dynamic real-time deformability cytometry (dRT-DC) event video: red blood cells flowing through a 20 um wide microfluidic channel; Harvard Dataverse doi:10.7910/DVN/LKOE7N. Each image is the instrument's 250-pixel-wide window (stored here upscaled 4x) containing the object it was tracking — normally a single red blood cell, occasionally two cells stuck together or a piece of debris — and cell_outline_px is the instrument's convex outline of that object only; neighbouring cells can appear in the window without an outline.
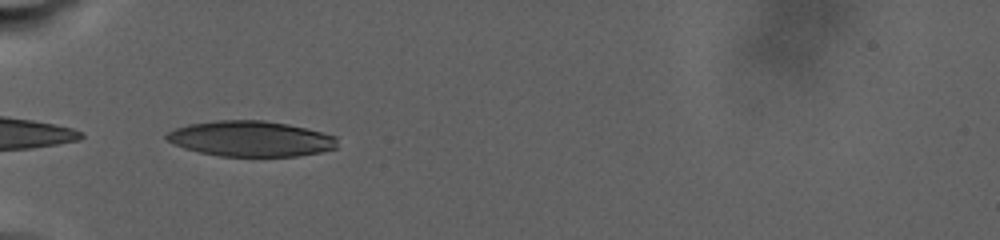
{"species": "human", "species_latin": "Homo sapiens", "temperature_condition": "warm", "stored_images_in_passage": 49, "camera_frame_rate_fps": 3000, "um_per_image_px": 0.085, "donor": {"sex": "male"}, "frame": {"image": 1, "passage_image": 1, "time_ms": 0.0, "image_size_px": [1000, 240], "cell_outline_px": [[336, 148], [320, 152], [296, 156], [220, 156], [200, 152], [184, 148], [168, 140], [164, 136], [168, 132], [176, 128], [188, 124], [216, 120], [264, 120], [288, 124], [336, 136]], "centroid_in_image_um": [21.3, 11.79], "position_along_channel_um": 63.7, "area_um2": 35.08}}
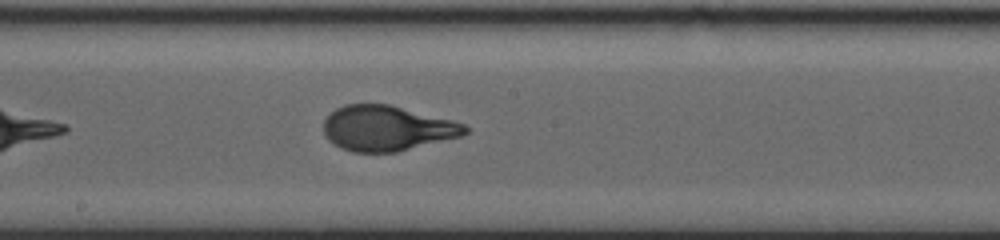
{"frame": {"image": 2, "passage_image": 17, "time_ms": 6.667, "image_size_px": [1000, 240], "cell_outline_px": [[468, 132], [460, 136], [396, 152], [352, 152], [340, 148], [332, 144], [328, 140], [324, 132], [324, 120], [336, 108], [344, 104], [388, 104], [452, 120], [464, 124], [468, 128]], "centroid_in_image_um": [32.85, 10.9], "position_along_channel_um": 215.3, "area_um2": 37.05}}
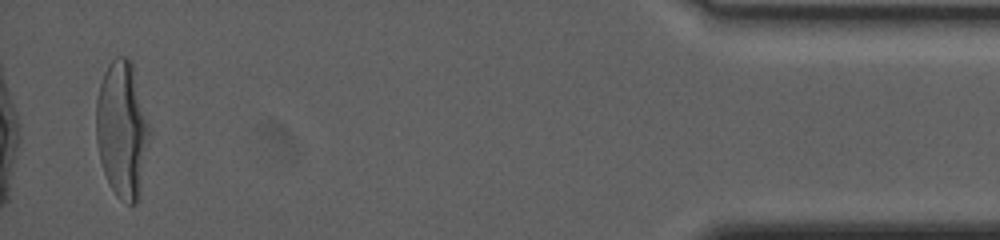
{"frame": {"image": 3, "passage_image": 47, "time_ms": 18.0, "image_size_px": [1000, 240], "cell_outline_px": [[152, 136], [140, 192], [136, 204], [124, 204], [116, 196], [108, 184], [100, 160], [96, 140], [96, 100], [100, 84], [104, 72], [108, 64], [116, 56], [128, 56], [132, 60]], "centroid_in_image_um": [10.4, 11.03], "position_along_channel_um": 424.8, "area_um2": 43.41}, "authors_computed_cell_mechanics": {"area_um2": 37.4544, "velocity_mm_per_s": 2.4353, "shape_relaxation_time_tau1_ms": 6.1891, "shape_relaxation_time_tau2_ms": null, "deformation_change_tau1": 0.242, "deformation_change_tau2": null}}